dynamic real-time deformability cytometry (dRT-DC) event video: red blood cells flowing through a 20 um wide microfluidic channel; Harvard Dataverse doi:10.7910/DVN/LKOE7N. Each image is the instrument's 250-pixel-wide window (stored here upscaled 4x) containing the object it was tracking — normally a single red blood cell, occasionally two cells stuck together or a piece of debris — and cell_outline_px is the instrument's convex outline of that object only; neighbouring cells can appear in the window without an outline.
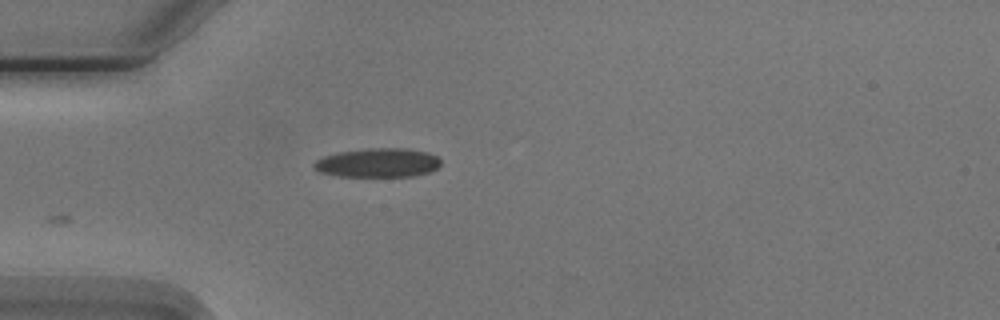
{"species": "Egyptian fruit bat (a non-hibernating species)", "species_latin": "Rousettus aegyptiacus", "temperature_condition": "cold", "stored_images_in_passage": 2, "camera_frame_rate_fps": 3000, "um_per_image_px": 0.085, "animal": {"sex": "male"}, "frame": {"image": 1, "passage_image": 2, "time_ms": 1.0, "image_size_px": [1000, 320], "cell_outline_px": [[440, 164], [436, 168], [428, 172], [412, 176], [340, 176], [320, 172], [312, 168], [312, 164], [316, 160], [324, 156], [340, 152], [368, 148], [408, 148], [428, 152], [436, 156], [440, 160]], "centroid_in_image_um": [32.1, 13.83], "position_along_channel_um": 52.9, "area_um2": 21.39}}